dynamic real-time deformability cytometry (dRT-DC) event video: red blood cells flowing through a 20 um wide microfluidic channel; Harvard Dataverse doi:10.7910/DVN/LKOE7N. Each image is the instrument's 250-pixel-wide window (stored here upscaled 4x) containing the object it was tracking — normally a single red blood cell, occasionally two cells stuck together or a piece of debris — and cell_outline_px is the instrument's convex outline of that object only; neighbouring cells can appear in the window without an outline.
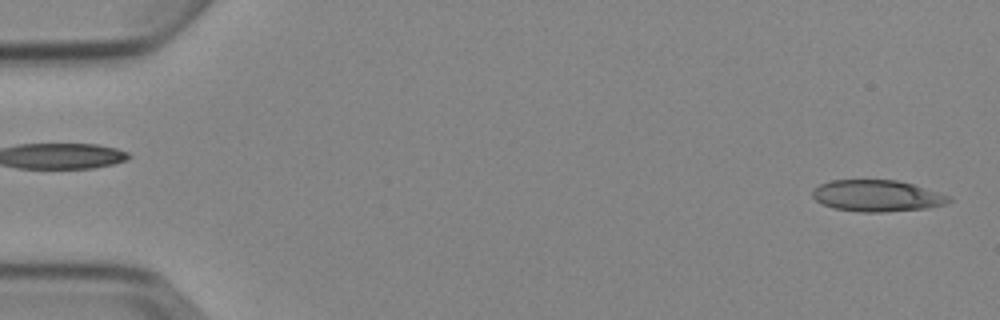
{"species": "Egyptian fruit bat (a non-hibernating species)", "species_latin": "Rousettus aegyptiacus", "temperature_condition": "cold", "stored_images_in_passage": 5, "camera_frame_rate_fps": 3000, "um_per_image_px": 0.085, "animal": {"sex": "female"}, "frame": {"image": 1, "passage_image": 5, "time_ms": 5.667, "image_size_px": [1000, 320], "cell_outline_px": [[952, 200], [948, 204], [928, 208], [880, 212], [860, 212], [832, 208], [816, 200], [812, 196], [812, 188], [820, 184], [832, 180], [896, 180], [912, 184], [948, 196]], "centroid_in_image_um": [74.51, 16.65], "position_along_channel_um": 10.5, "area_um2": 24.91}}